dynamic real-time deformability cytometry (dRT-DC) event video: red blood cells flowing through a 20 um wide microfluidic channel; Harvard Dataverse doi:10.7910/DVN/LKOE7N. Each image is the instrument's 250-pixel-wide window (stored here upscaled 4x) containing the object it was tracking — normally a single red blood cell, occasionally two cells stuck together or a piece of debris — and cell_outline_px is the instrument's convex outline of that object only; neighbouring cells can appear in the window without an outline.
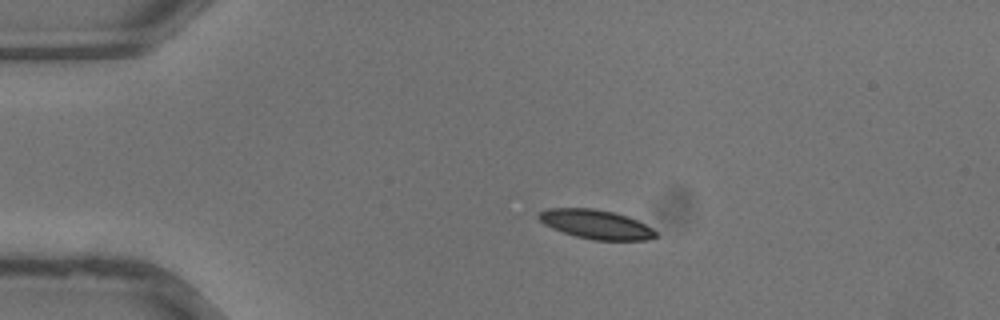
{"species": "common noctule bat (a hibernating species)", "species_latin": "Nyctalus noctula", "temperature_condition": "warm", "stored_images_in_passage": 30, "camera_frame_rate_fps": 3000, "um_per_image_px": 0.085, "animal": {"sex": "male", "body_mass_g": 13.3}, "frame": {"image": 1, "passage_image": 1, "time_ms": 0.0, "image_size_px": [1000, 320], "cell_outline_px": [[656, 236], [648, 240], [592, 240], [576, 236], [552, 228], [544, 224], [536, 216], [536, 212], [548, 208], [592, 208], [612, 212], [628, 216], [652, 228], [656, 232]], "centroid_in_image_um": [50.62, 19.06], "position_along_channel_um": 34.4, "area_um2": 19.83}}
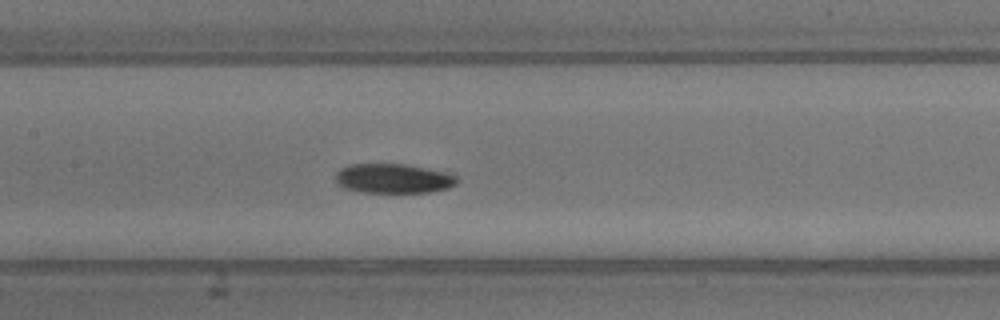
{"frame": {"image": 2, "passage_image": 11, "time_ms": 3.333, "image_size_px": [1000, 320], "cell_outline_px": [[460, 180], [456, 184], [448, 188], [428, 192], [364, 192], [344, 188], [336, 180], [336, 172], [340, 168], [352, 164], [408, 164], [448, 172], [456, 176]], "centroid_in_image_um": [33.48, 15.16], "position_along_channel_um": 173.9, "area_um2": 20.92}}
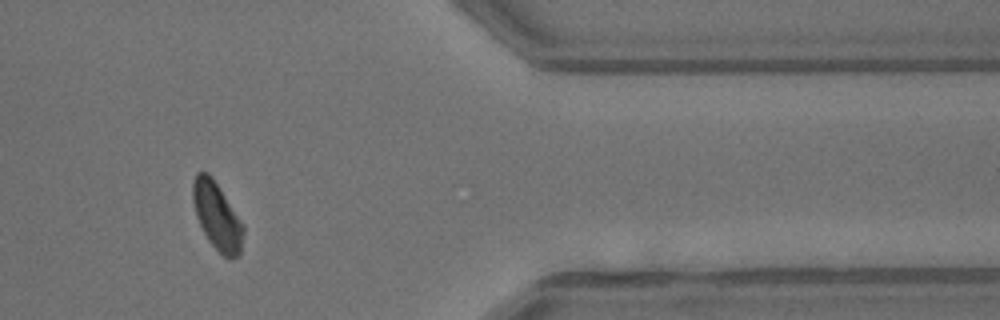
{"frame": {"image": 3, "passage_image": 24, "time_ms": 7.667, "image_size_px": [1000, 320], "cell_outline_px": [[244, 232], [240, 256], [224, 256], [208, 240], [196, 216], [192, 200], [192, 184], [196, 172], [208, 172], [212, 176], [244, 224]], "centroid_in_image_um": [18.45, 18.33], "position_along_channel_um": 393.0, "area_um2": 19.77}}